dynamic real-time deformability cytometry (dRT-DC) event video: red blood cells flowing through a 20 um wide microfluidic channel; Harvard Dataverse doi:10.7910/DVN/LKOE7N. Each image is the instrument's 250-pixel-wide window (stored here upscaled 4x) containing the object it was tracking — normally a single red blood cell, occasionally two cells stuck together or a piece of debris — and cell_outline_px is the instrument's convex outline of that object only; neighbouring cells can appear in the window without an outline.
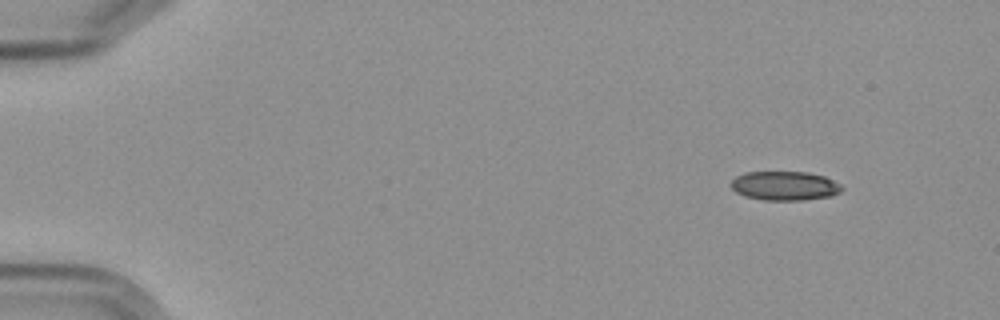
{"species": "Egyptian fruit bat (a non-hibernating species)", "species_latin": "Rousettus aegyptiacus", "temperature_condition": "cold", "stored_images_in_passage": 7, "camera_frame_rate_fps": 3000, "um_per_image_px": 0.085, "frame": {"image": 1, "passage_image": 1, "time_ms": 0.0, "image_size_px": [1000, 320], "cell_outline_px": [[844, 188], [840, 192], [832, 196], [804, 200], [764, 200], [744, 196], [736, 192], [728, 184], [736, 176], [744, 172], [808, 172], [824, 176], [840, 184]], "centroid_in_image_um": [66.69, 15.79], "position_along_channel_um": 18.3, "area_um2": 18.96}}
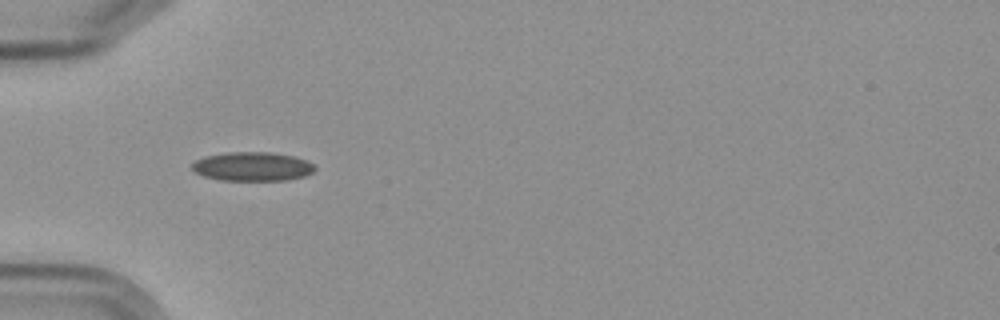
{"frame": {"image": 2, "passage_image": 5, "time_ms": 4.333, "image_size_px": [1000, 320], "cell_outline_px": [[316, 168], [312, 172], [304, 176], [284, 180], [220, 180], [204, 176], [196, 172], [192, 168], [192, 164], [196, 160], [204, 156], [228, 152], [268, 152], [292, 156], [304, 160], [312, 164]], "centroid_in_image_um": [21.42, 14.15], "position_along_channel_um": 63.6, "area_um2": 20.46}}
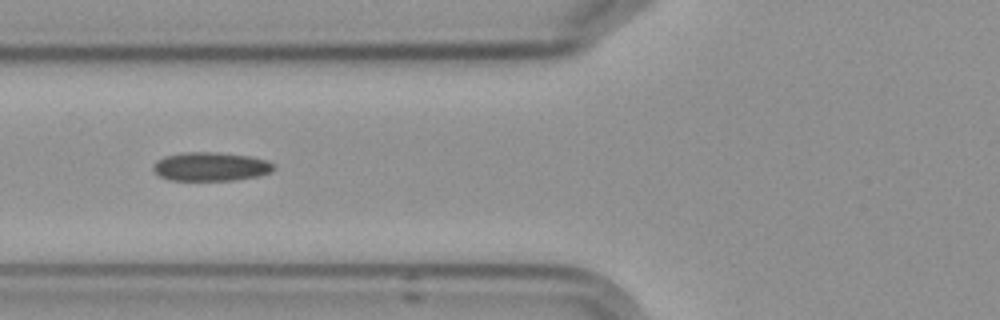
{"frame": {"image": 3, "passage_image": 6, "time_ms": 5.667, "image_size_px": [1000, 320], "cell_outline_px": [[276, 168], [272, 172], [256, 176], [232, 180], [168, 180], [160, 176], [152, 168], [152, 164], [156, 160], [164, 156], [184, 152], [216, 152], [252, 156], [268, 160]], "centroid_in_image_um": [17.9, 14.15], "position_along_channel_um": 107.9, "area_um2": 20.35}}